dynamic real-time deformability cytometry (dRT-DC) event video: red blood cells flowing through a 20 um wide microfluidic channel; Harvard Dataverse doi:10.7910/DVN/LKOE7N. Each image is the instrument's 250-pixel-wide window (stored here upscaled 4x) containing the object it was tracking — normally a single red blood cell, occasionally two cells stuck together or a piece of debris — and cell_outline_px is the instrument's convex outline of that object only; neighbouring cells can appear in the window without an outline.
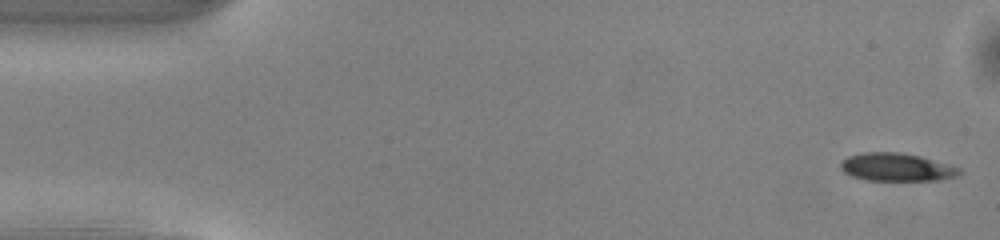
{"species": "common noctule bat (a hibernating species)", "species_latin": "Nyctalus noctula", "temperature_condition": "warm", "stored_images_in_passage": 50, "camera_frame_rate_fps": 3000, "um_per_image_px": 0.085, "animal": {"sex": "male", "body_mass_g": 13.0, "forearm_length_mm": 53.1}, "frame": {"image": 1, "passage_image": 1, "time_ms": 0.0, "image_size_px": [1000, 240], "cell_outline_px": [[964, 172], [956, 176], [936, 180], [868, 180], [852, 176], [844, 172], [840, 168], [840, 164], [848, 156], [864, 152], [900, 152], [920, 156], [960, 168]], "centroid_in_image_um": [76.21, 14.2], "position_along_channel_um": 8.8, "area_um2": 19.19}}
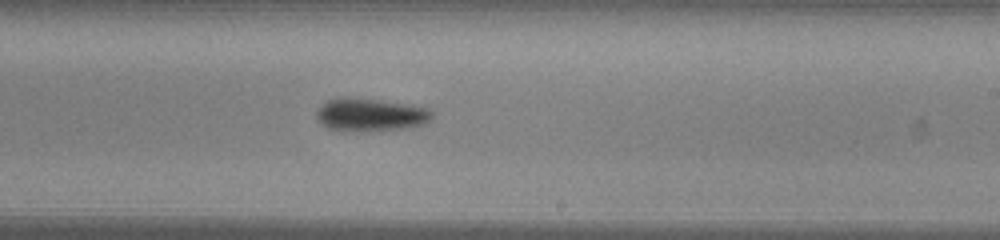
{"frame": {"image": 2, "passage_image": 29, "time_ms": 9.333, "image_size_px": [1000, 240], "cell_outline_px": [[432, 120], [424, 124], [404, 128], [372, 132], [352, 132], [328, 128], [320, 124], [316, 120], [316, 112], [328, 100], [344, 96], [348, 96], [380, 100], [428, 108], [432, 112]], "centroid_in_image_um": [31.46, 9.77], "position_along_channel_um": 257.5, "area_um2": 22.54}}
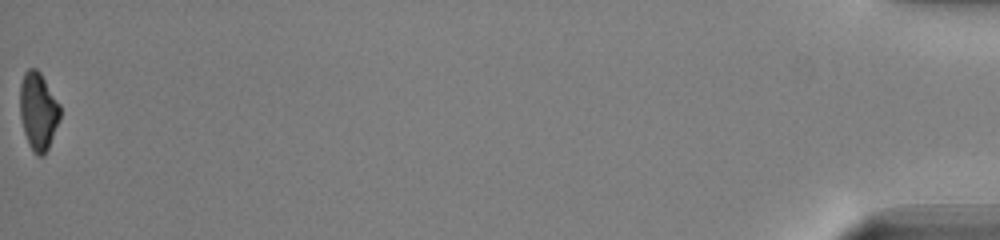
{"frame": {"image": 3, "passage_image": 50, "time_ms": 16.333, "image_size_px": [1000, 240], "cell_outline_px": [[60, 120], [48, 148], [44, 156], [36, 156], [32, 152], [28, 144], [24, 132], [20, 116], [20, 84], [24, 72], [28, 68], [36, 68], [40, 72], [60, 104]], "centroid_in_image_um": [3.25, 9.46], "position_along_channel_um": 432.0, "area_um2": 18.38}, "authors_computed_cell_mechanics": {"area_um2": 20.3456, "velocity_mm_per_s": 4.0513, "shape_relaxation_time_tau1_ms": 2.0778, "shape_relaxation_time_tau2_ms": null, "deformation_change_tau1": 0.1139, "deformation_change_tau2": null}}